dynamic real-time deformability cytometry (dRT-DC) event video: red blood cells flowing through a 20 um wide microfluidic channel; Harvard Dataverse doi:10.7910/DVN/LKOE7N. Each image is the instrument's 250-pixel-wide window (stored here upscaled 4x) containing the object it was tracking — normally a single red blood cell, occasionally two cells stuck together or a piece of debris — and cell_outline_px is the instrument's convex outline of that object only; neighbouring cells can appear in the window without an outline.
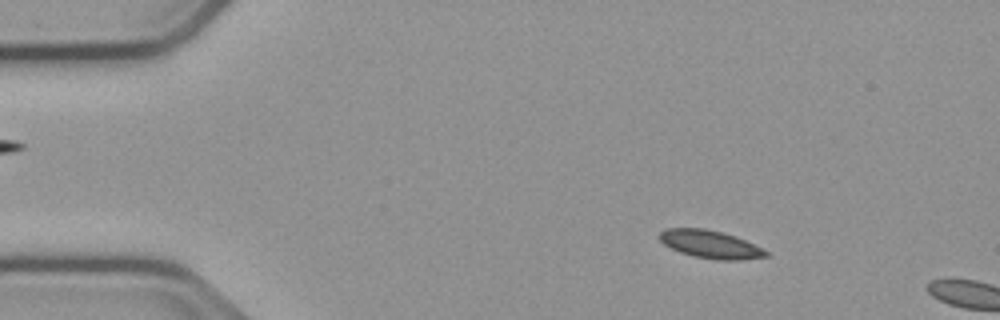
{"species": "common noctule bat (a hibernating species)", "species_latin": "Nyctalus noctula", "temperature_condition": "cold", "stored_images_in_passage": 12, "camera_frame_rate_fps": 3000, "um_per_image_px": 0.085, "animal": {"sex": "male", "body_mass_g": 23.1, "forearm_length_mm": 52.7}, "frame": {"image": 1, "passage_image": 9, "time_ms": 2.667, "image_size_px": [1000, 320], "cell_outline_px": [[768, 256], [740, 260], [716, 260], [692, 256], [680, 252], [664, 244], [656, 236], [660, 232], [668, 228], [704, 228], [736, 236], [768, 252]], "centroid_in_image_um": [60.33, 20.77], "position_along_channel_um": 24.7, "area_um2": 17.17}}